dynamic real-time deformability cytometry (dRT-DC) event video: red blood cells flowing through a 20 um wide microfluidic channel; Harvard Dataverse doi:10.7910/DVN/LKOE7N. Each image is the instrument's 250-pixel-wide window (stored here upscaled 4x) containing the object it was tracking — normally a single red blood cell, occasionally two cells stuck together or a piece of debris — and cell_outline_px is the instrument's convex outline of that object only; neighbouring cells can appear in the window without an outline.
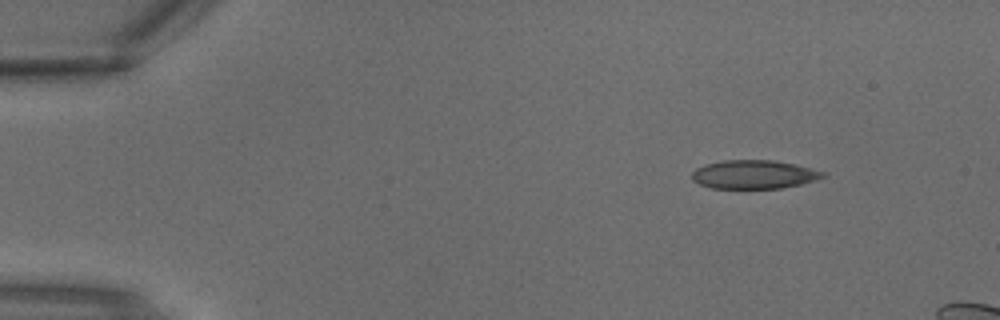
{"species": "common noctule bat (a hibernating species)", "species_latin": "Nyctalus noctula", "temperature_condition": "warm", "stored_images_in_passage": 3, "camera_frame_rate_fps": 3000, "um_per_image_px": 0.085, "animal": {"sex": "male", "body_mass_g": 18.8}, "frame": {"image": 1, "passage_image": 1, "time_ms": 0.0, "image_size_px": [1000, 320], "cell_outline_px": [[828, 172], [824, 176], [816, 180], [800, 184], [780, 188], [712, 188], [700, 184], [692, 180], [692, 172], [696, 168], [704, 164], [724, 160], [772, 160], [792, 164]], "centroid_in_image_um": [64.07, 14.82], "position_along_channel_um": 20.9, "area_um2": 21.73}}